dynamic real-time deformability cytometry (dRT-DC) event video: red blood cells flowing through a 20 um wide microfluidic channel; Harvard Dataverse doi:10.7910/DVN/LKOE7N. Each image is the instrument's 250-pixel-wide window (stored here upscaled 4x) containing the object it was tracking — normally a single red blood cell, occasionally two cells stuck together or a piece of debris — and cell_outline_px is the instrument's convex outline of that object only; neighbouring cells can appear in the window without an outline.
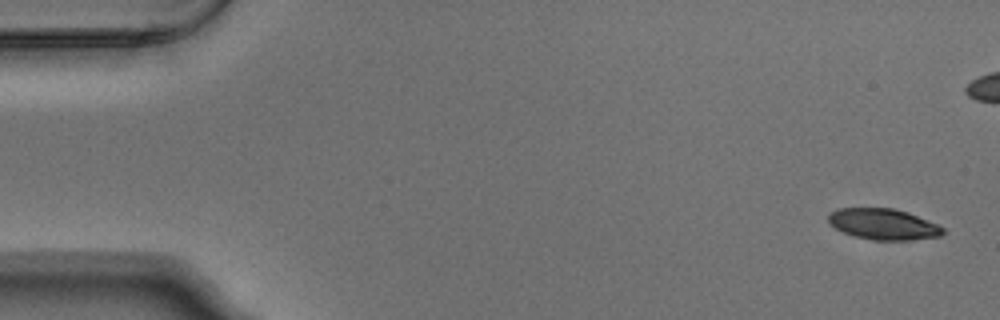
{"species": "Egyptian fruit bat (a non-hibernating species)", "species_latin": "Rousettus aegyptiacus", "temperature_condition": "warm", "stored_images_in_passage": 7, "segment_of_instrument_passage": [1, 2], "camera_frame_rate_fps": 3000, "um_per_image_px": 0.085, "animal": {"sex": "male"}, "frame": {"image": 1, "passage_image": 1, "time_ms": 0.0, "image_size_px": [1000, 320], "cell_outline_px": [[944, 232], [940, 236], [908, 240], [872, 240], [856, 236], [844, 232], [828, 224], [828, 212], [836, 208], [892, 208], [908, 212], [936, 224], [944, 228]], "centroid_in_image_um": [75.04, 19.04], "position_along_channel_um": 10.0, "area_um2": 20.63}}
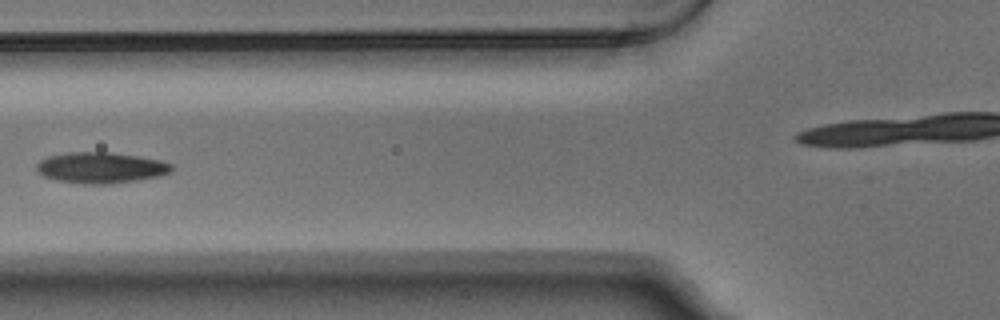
{"frame": {"image": 2, "passage_image": 5, "time_ms": 1.333, "image_size_px": [1000, 320], "cell_outline_px": [[172, 172], [160, 176], [112, 184], [84, 184], [56, 180], [44, 176], [36, 172], [36, 164], [40, 160], [48, 156], [68, 152], [112, 152], [160, 160], [172, 164]], "centroid_in_image_um": [8.55, 14.26], "position_along_channel_um": 117.3, "area_um2": 24.51}}
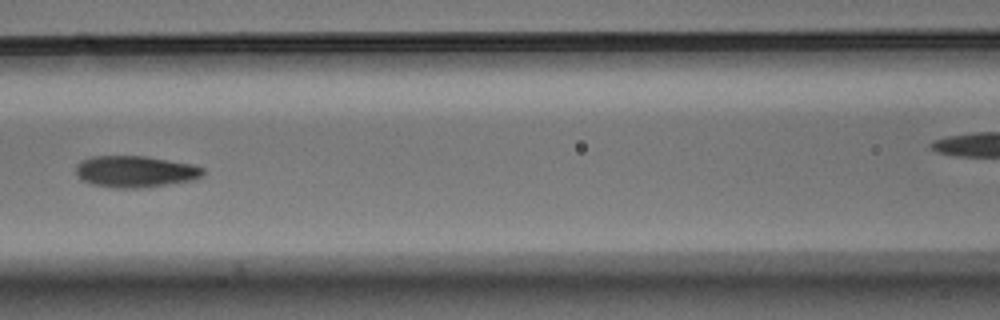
{"frame": {"image": 3, "passage_image": 6, "time_ms": 1.667, "image_size_px": [1000, 320], "cell_outline_px": [[204, 176], [192, 180], [168, 184], [140, 188], [112, 188], [92, 184], [80, 180], [76, 172], [76, 164], [80, 160], [92, 156], [148, 156], [192, 164], [204, 168]], "centroid_in_image_um": [11.48, 14.58], "position_along_channel_um": 155.1, "area_um2": 23.64}}